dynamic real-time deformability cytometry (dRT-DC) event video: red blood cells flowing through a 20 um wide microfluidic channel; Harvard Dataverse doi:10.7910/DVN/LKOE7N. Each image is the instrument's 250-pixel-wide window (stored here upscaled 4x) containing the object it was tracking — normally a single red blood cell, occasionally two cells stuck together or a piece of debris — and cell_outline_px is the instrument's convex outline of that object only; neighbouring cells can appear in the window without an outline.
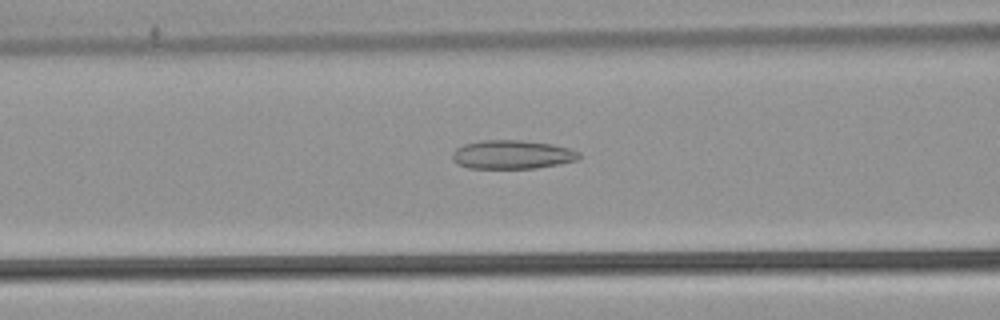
{"species": "common noctule bat (a hibernating species)", "species_latin": "Nyctalus noctula", "temperature_condition": "warm", "stored_images_in_passage": 53, "camera_frame_rate_fps": 3000, "um_per_image_px": 0.085, "animal": {"sex": "male", "body_mass_g": 21.5, "forearm_length_mm": 52.0}, "frame": {"image": 1, "passage_image": 22, "time_ms": 7.0, "image_size_px": [1000, 320], "cell_outline_px": [[580, 156], [576, 160], [560, 164], [536, 168], [468, 168], [456, 164], [452, 160], [452, 152], [456, 148], [464, 144], [480, 140], [520, 140], [552, 144], [572, 148], [580, 152]], "centroid_in_image_um": [43.52, 13.13], "position_along_channel_um": 123.1, "area_um2": 21.44}}
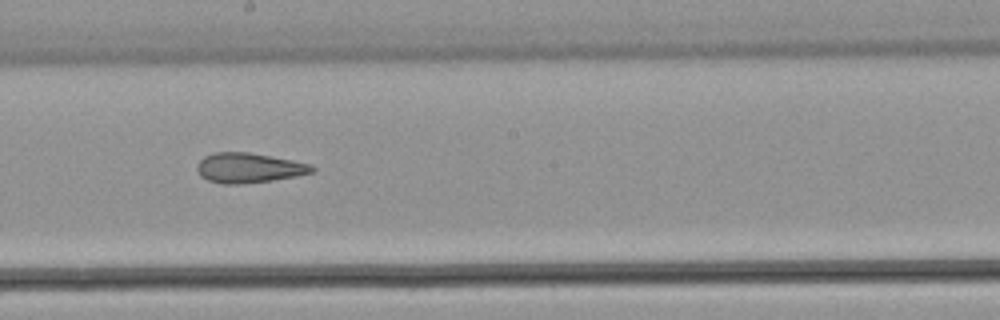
{"frame": {"image": 2, "passage_image": 30, "time_ms": 9.667, "image_size_px": [1000, 320], "cell_outline_px": [[316, 168], [312, 172], [296, 176], [272, 180], [240, 184], [220, 184], [208, 180], [200, 176], [196, 168], [196, 164], [204, 156], [212, 152], [248, 152], [292, 160], [312, 164]], "centroid_in_image_um": [21.11, 14.27], "position_along_channel_um": 227.1, "area_um2": 20.11}}
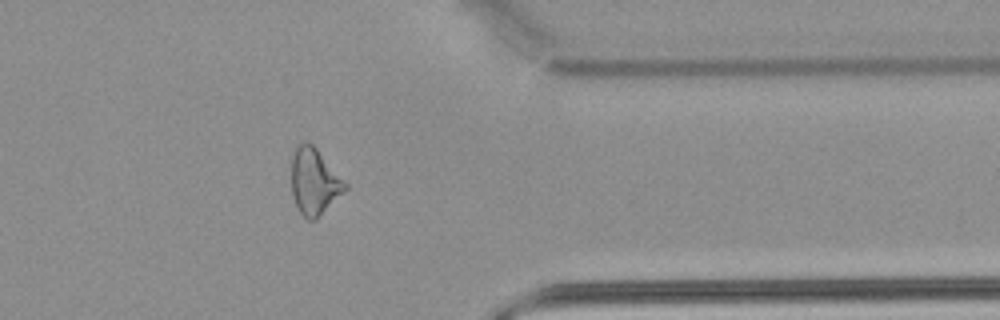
{"frame": {"image": 3, "passage_image": 43, "time_ms": 14.0, "image_size_px": [1000, 320], "cell_outline_px": [[348, 188], [316, 220], [308, 220], [300, 212], [296, 204], [292, 192], [292, 156], [296, 148], [300, 144], [308, 140], [316, 148], [348, 184]], "centroid_in_image_um": [26.73, 15.44], "position_along_channel_um": 384.7, "area_um2": 20.58}, "authors_computed_cell_mechanics": {"area_um2": 22.5998, "velocity_mm_per_s": 3.9004, "shape_relaxation_time_tau1_ms": null, "shape_relaxation_time_tau2_ms": 2.6655, "deformation_change_tau1": null, "deformation_change_tau2": 0.1258}}